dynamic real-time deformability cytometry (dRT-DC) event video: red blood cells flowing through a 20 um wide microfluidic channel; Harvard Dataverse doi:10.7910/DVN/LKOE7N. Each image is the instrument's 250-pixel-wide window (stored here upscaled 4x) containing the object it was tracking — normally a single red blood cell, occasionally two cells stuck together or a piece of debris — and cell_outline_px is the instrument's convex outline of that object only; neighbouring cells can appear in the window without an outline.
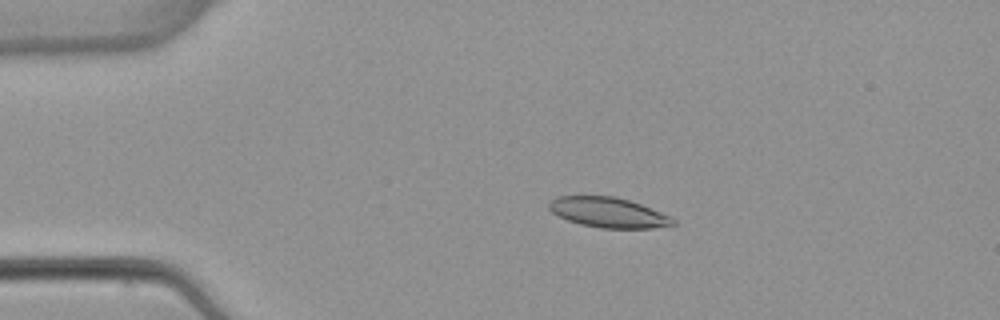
{"species": "common noctule bat (a hibernating species)", "species_latin": "Nyctalus noctula", "temperature_condition": "warm", "stored_images_in_passage": 53, "camera_frame_rate_fps": 3000, "um_per_image_px": 0.085, "animal": {"sex": "female", "body_mass_g": 22.7, "forearm_length_mm": 54.2}, "frame": {"image": 1, "passage_image": 11, "time_ms": 3.333, "image_size_px": [1000, 320], "cell_outline_px": [[676, 224], [652, 228], [600, 228], [580, 224], [568, 220], [552, 212], [548, 208], [548, 204], [556, 196], [616, 196], [640, 204], [672, 216], [676, 220]], "centroid_in_image_um": [51.73, 18.06], "position_along_channel_um": 33.3, "area_um2": 21.73}}
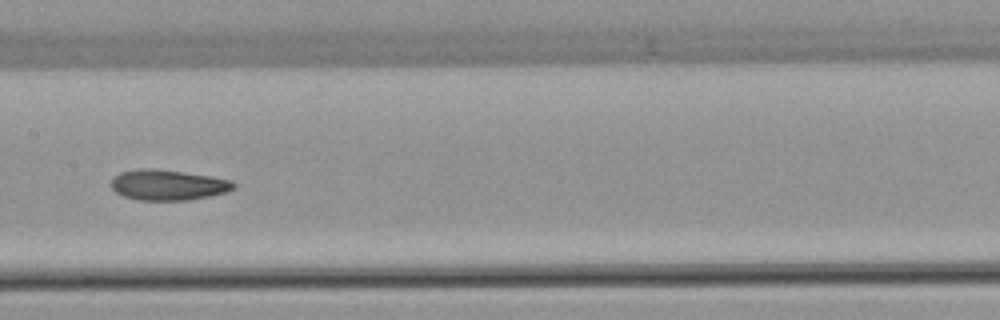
{"frame": {"image": 2, "passage_image": 27, "time_ms": 8.667, "image_size_px": [1000, 320], "cell_outline_px": [[236, 188], [228, 192], [188, 200], [140, 200], [124, 196], [116, 192], [112, 188], [112, 176], [120, 172], [140, 168], [152, 168], [184, 172], [212, 176], [232, 180], [236, 184]], "centroid_in_image_um": [14.3, 15.71], "position_along_channel_um": 193.1, "area_um2": 21.91}}
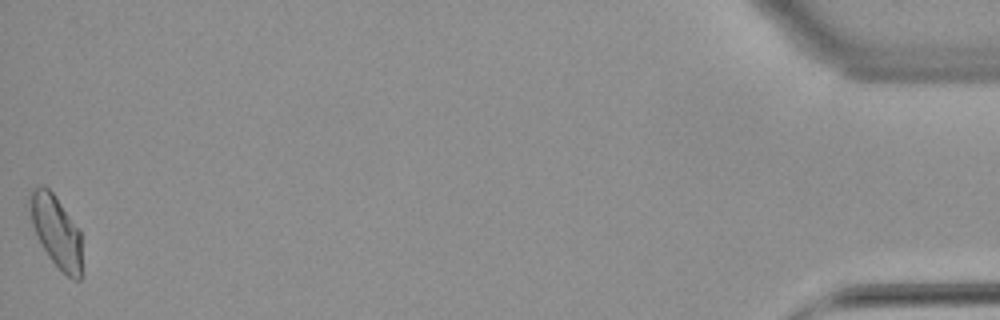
{"frame": {"image": 3, "passage_image": 53, "time_ms": 17.333, "image_size_px": [1000, 320], "cell_outline_px": [[84, 276], [80, 280], [72, 280], [48, 256], [36, 236], [32, 224], [28, 204], [28, 192], [40, 184], [44, 184], [52, 192], [80, 228]], "centroid_in_image_um": [4.8, 19.67], "position_along_channel_um": 430.4, "area_um2": 22.6}, "authors_computed_cell_mechanics": {"area_um2": 21.675, "velocity_mm_per_s": 3.879, "shape_relaxation_time_tau1_ms": 10.889, "shape_relaxation_time_tau2_ms": 3.1073, "deformation_change_tau1": 0.2188, "deformation_change_tau2": 0.0846}}